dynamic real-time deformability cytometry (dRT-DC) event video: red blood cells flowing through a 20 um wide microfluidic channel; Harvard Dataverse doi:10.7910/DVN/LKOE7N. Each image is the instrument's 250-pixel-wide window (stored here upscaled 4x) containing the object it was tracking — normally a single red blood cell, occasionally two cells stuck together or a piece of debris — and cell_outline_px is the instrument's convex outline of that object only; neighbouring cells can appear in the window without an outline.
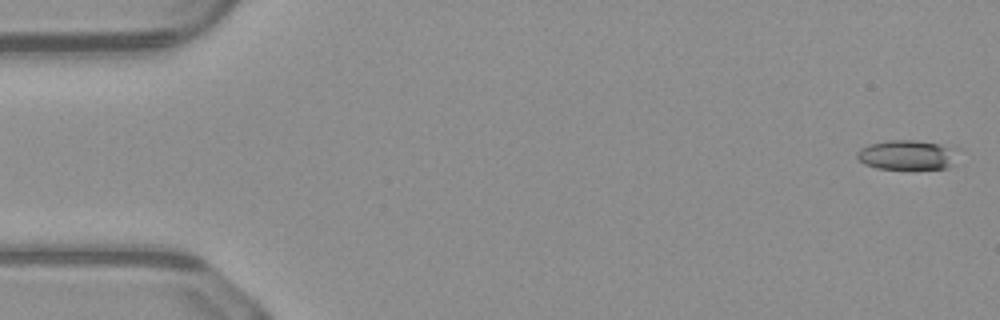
{"species": "common noctule bat (a hibernating species)", "species_latin": "Nyctalus noctula", "temperature_condition": "warm", "stored_images_in_passage": 50, "camera_frame_rate_fps": 3000, "um_per_image_px": 0.085, "animal": {"sex": "male", "body_mass_g": 23.1, "forearm_length_mm": 52.7}, "frame": {"image": 1, "passage_image": 1, "time_ms": 0.0, "image_size_px": [1000, 320], "cell_outline_px": [[960, 148], [952, 164], [948, 168], [876, 168], [864, 164], [856, 156], [856, 152], [860, 148], [868, 144], [888, 140], [916, 140], [940, 144]], "centroid_in_image_um": [77.12, 13.15], "position_along_channel_um": 7.9, "area_um2": 17.51}}
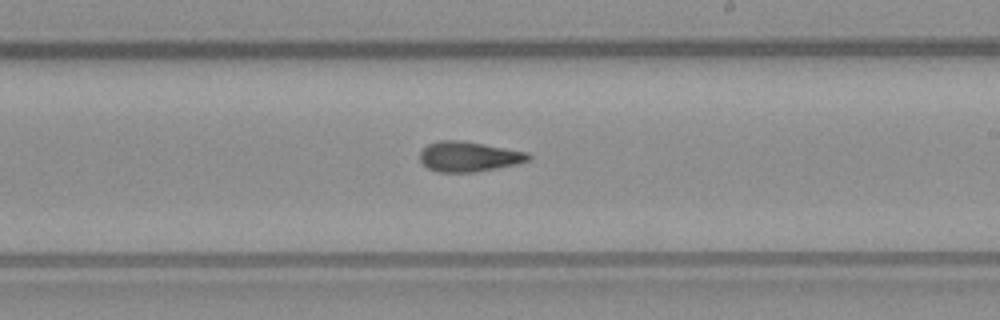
{"frame": {"image": 2, "passage_image": 29, "time_ms": 9.333, "image_size_px": [1000, 320], "cell_outline_px": [[532, 160], [516, 164], [496, 168], [472, 172], [436, 172], [428, 168], [420, 160], [420, 152], [428, 144], [440, 140], [460, 140], [484, 144], [528, 152], [532, 156]], "centroid_in_image_um": [39.86, 13.31], "position_along_channel_um": 249.1, "area_um2": 19.02}}
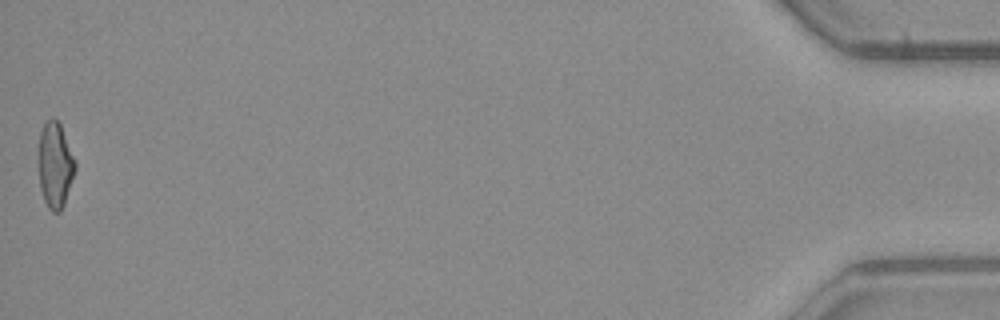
{"frame": {"image": 3, "passage_image": 50, "time_ms": 16.333, "image_size_px": [1000, 320], "cell_outline_px": [[76, 168], [64, 204], [60, 212], [52, 212], [48, 208], [44, 200], [40, 188], [40, 132], [44, 124], [52, 116], [60, 124], [76, 160]], "centroid_in_image_um": [4.71, 14.04], "position_along_channel_um": 430.5, "area_um2": 17.98}, "authors_computed_cell_mechanics": {"area_um2": 18.6983, "velocity_mm_per_s": 4.1134, "shape_relaxation_time_tau1_ms": 5.1475, "shape_relaxation_time_tau2_ms": 2.1762, "deformation_change_tau1": 0.185, "deformation_change_tau2": 0.117}}